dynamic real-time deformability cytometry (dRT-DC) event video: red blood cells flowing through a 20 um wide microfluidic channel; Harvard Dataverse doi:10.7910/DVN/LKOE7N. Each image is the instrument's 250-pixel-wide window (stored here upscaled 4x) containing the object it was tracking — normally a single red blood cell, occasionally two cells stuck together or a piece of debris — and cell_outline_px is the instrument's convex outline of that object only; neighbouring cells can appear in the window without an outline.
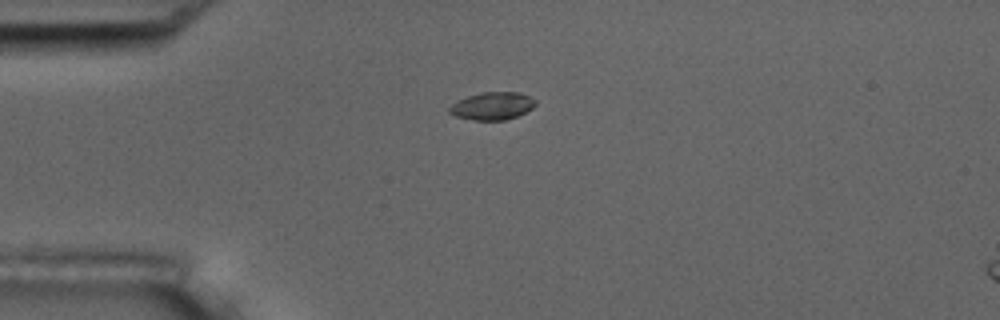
{"species": "common noctule bat (a hibernating species)", "species_latin": "Nyctalus noctula", "temperature_condition": "room temperature", "stored_images_in_passage": 38, "camera_frame_rate_fps": 3000, "um_per_image_px": 0.085, "animal": {"sex": "male", "body_mass_g": 17.5, "forearm_length_mm": 52.3}, "frame": {"image": 1, "passage_image": 1, "time_ms": 0.0, "image_size_px": [1000, 320], "cell_outline_px": [[536, 104], [532, 108], [516, 116], [504, 120], [476, 120], [456, 116], [448, 112], [448, 108], [452, 104], [468, 96], [484, 92], [520, 92], [536, 100]], "centroid_in_image_um": [41.85, 9.0], "position_along_channel_um": 43.1, "area_um2": 13.64}}
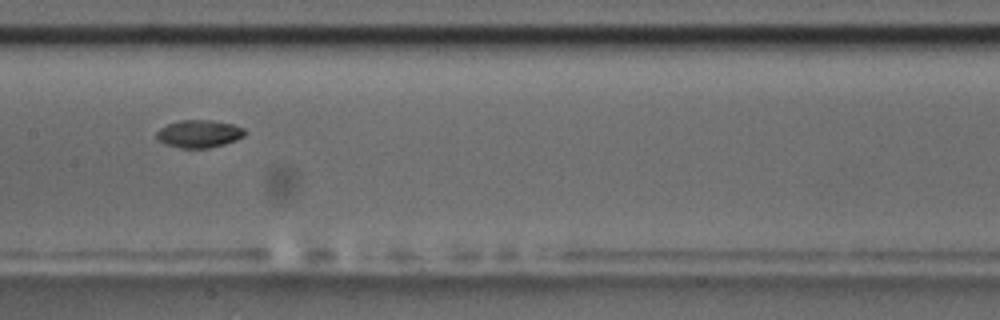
{"frame": {"image": 2, "passage_image": 15, "time_ms": 4.667, "image_size_px": [1000, 320], "cell_outline_px": [[248, 132], [244, 136], [236, 140], [224, 144], [208, 148], [180, 148], [164, 144], [156, 140], [156, 132], [160, 128], [168, 124], [180, 120], [212, 120], [232, 124], [244, 128]], "centroid_in_image_um": [16.91, 11.37], "position_along_channel_um": 190.5, "area_um2": 14.39}}
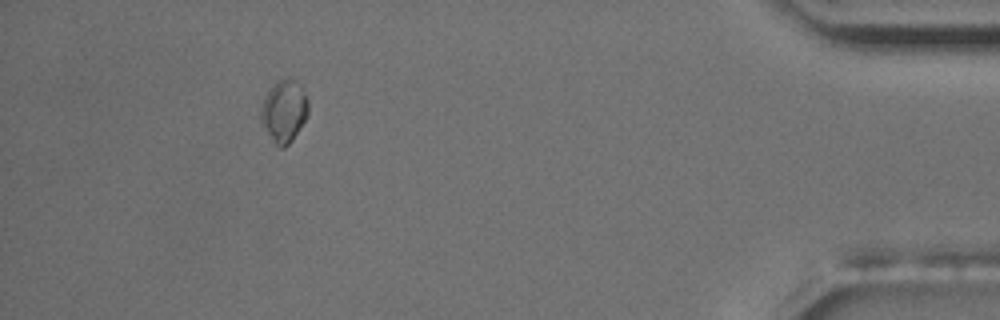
{"frame": {"image": 3, "passage_image": 38, "time_ms": 12.333, "image_size_px": [1000, 320], "cell_outline_px": [[308, 116], [292, 140], [284, 148], [280, 148], [276, 144], [268, 132], [260, 116], [260, 112], [264, 96], [280, 80], [288, 76], [292, 76], [300, 84], [308, 100]], "centroid_in_image_um": [24.19, 9.41], "position_along_channel_um": 411.0, "area_um2": 16.94}, "authors_computed_cell_mechanics": {"area_um2": 14.1321, "velocity_mm_per_s": 3.6259, "shape_relaxation_time_tau1_ms": 7.3527, "shape_relaxation_time_tau2_ms": null, "deformation_change_tau1": 0.1632, "deformation_change_tau2": null}}